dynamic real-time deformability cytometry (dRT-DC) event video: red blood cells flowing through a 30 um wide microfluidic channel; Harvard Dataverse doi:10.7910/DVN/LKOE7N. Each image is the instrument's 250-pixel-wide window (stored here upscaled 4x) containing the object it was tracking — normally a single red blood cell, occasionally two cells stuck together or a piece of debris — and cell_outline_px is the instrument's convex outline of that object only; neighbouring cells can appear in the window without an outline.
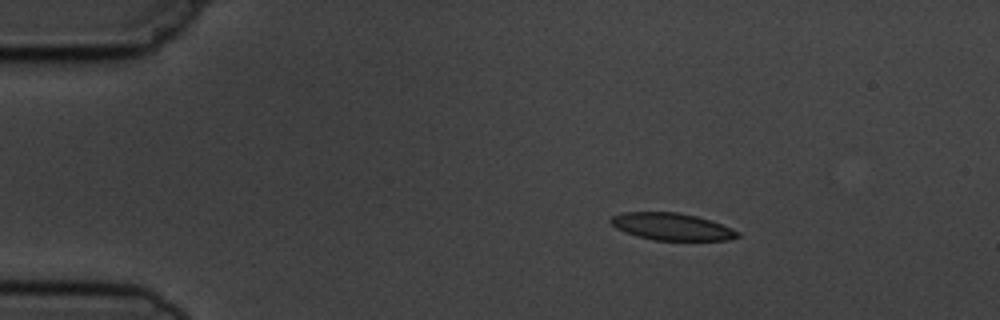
{"species": "common noctule bat (a hibernating species)", "species_latin": "Nyctalus noctula", "temperature_condition": "cold", "stored_images_in_passage": 4, "camera_frame_rate_fps": 3000, "um_per_image_px": 0.085, "animal": {"sex": "male", "body_mass_g": 19.5, "forearm_length_mm": 54.6}, "frame": {"image": 1, "passage_image": 2, "time_ms": 1.333, "image_size_px": [1000, 320], "cell_outline_px": [[740, 236], [728, 240], [652, 240], [636, 236], [624, 232], [616, 228], [608, 220], [612, 216], [624, 212], [680, 212], [712, 220], [732, 228], [740, 232]], "centroid_in_image_um": [57.1, 19.26], "position_along_channel_um": 27.9, "area_um2": 20.23}}